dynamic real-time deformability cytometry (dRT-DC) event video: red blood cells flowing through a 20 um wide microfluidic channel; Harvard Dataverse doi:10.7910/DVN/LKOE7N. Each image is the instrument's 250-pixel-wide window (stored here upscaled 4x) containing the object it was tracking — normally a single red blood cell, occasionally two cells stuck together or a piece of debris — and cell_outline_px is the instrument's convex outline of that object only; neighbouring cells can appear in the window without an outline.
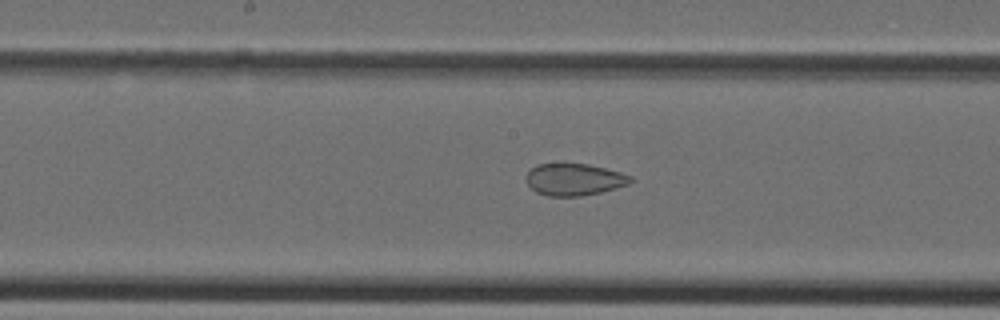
{"species": "Egyptian fruit bat (a non-hibernating species)", "species_latin": "Rousettus aegyptiacus", "temperature_condition": "cold", "stored_images_in_passage": 36, "camera_frame_rate_fps": 3000, "um_per_image_px": 0.085, "animal": {"sex": "female"}, "frame": {"image": 1, "passage_image": 17, "time_ms": 5.333, "image_size_px": [1000, 320], "cell_outline_px": [[632, 180], [628, 184], [616, 188], [600, 192], [580, 196], [548, 196], [536, 192], [528, 184], [528, 172], [536, 164], [560, 160], [588, 164], [620, 172], [632, 176]], "centroid_in_image_um": [48.78, 15.2], "position_along_channel_um": 199.4, "area_um2": 19.88}}
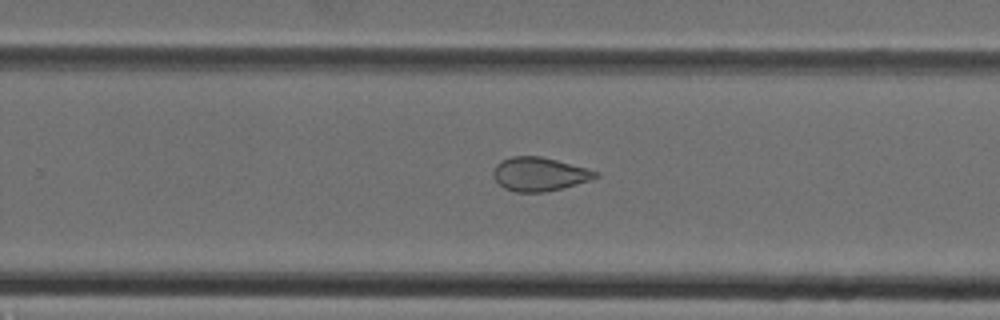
{"frame": {"image": 2, "passage_image": 22, "time_ms": 7.0, "image_size_px": [1000, 320], "cell_outline_px": [[600, 176], [592, 180], [544, 192], [516, 192], [504, 188], [496, 180], [492, 172], [496, 164], [500, 160], [512, 156], [540, 156], [556, 160], [600, 172]], "centroid_in_image_um": [45.84, 14.79], "position_along_channel_um": 284.0, "area_um2": 20.0}}
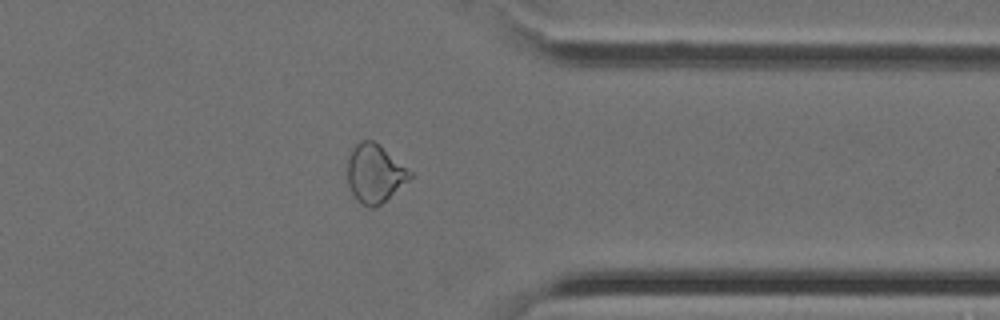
{"frame": {"image": 3, "passage_image": 28, "time_ms": 9.0, "image_size_px": [1000, 320], "cell_outline_px": [[412, 176], [408, 180], [380, 204], [372, 208], [368, 208], [360, 204], [356, 200], [348, 184], [348, 160], [352, 148], [360, 140], [372, 140], [380, 144], [412, 172]], "centroid_in_image_um": [31.83, 14.73], "position_along_channel_um": 379.6, "area_um2": 21.1}}